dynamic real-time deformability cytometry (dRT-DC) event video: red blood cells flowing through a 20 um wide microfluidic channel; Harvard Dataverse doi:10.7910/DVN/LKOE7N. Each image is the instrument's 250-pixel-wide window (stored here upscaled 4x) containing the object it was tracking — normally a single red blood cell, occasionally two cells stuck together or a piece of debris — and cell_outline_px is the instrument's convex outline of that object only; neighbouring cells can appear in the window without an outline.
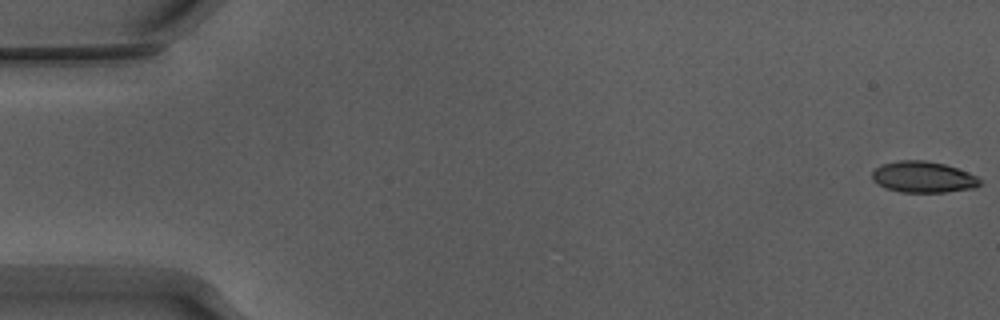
{"species": "Egyptian fruit bat (a non-hibernating species)", "species_latin": "Rousettus aegyptiacus", "temperature_condition": "warm", "stored_images_in_passage": 51, "camera_frame_rate_fps": 3000, "um_per_image_px": 0.085, "animal": {"sex": "male"}, "frame": {"image": 1, "passage_image": 1, "time_ms": 0.0, "image_size_px": [1000, 320], "cell_outline_px": [[980, 184], [976, 188], [944, 192], [900, 192], [884, 188], [876, 184], [872, 180], [872, 172], [876, 168], [884, 164], [900, 160], [924, 160], [944, 164], [968, 172], [976, 176], [980, 180]], "centroid_in_image_um": [78.45, 15.06], "position_along_channel_um": 6.6, "area_um2": 19.59}}
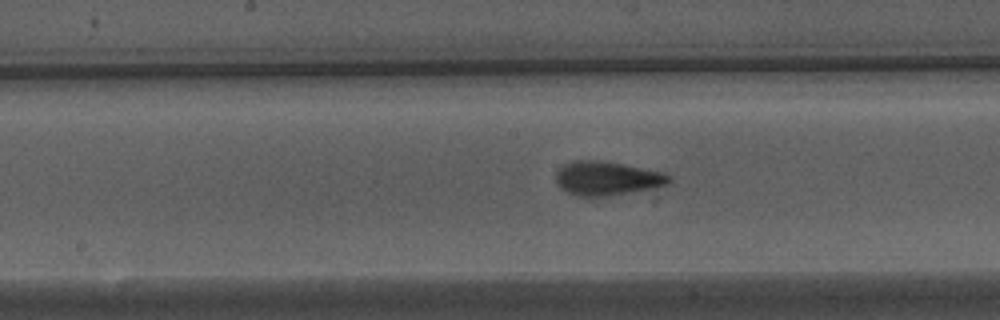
{"frame": {"image": 2, "passage_image": 28, "time_ms": 9.0, "image_size_px": [1000, 320], "cell_outline_px": [[672, 180], [668, 184], [632, 192], [608, 196], [576, 196], [560, 188], [556, 184], [556, 172], [564, 164], [572, 160], [596, 160], [620, 164], [664, 172], [672, 176]], "centroid_in_image_um": [51.57, 15.16], "position_along_channel_um": 196.6, "area_um2": 22.31}}
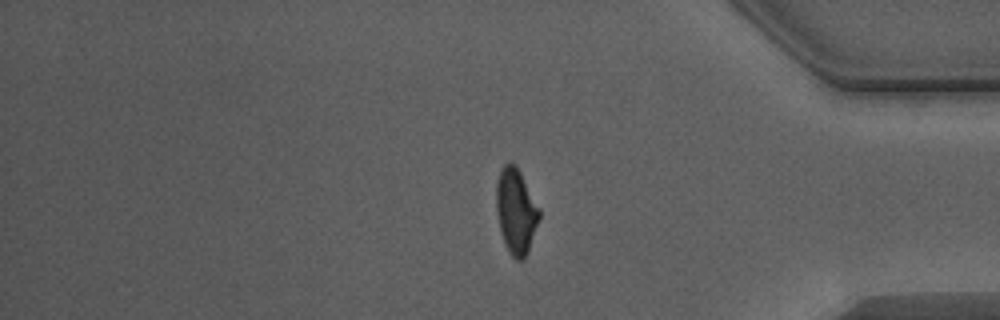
{"frame": {"image": 3, "passage_image": 45, "time_ms": 14.667, "image_size_px": [1000, 320], "cell_outline_px": [[540, 216], [528, 252], [524, 260], [516, 260], [508, 252], [504, 244], [496, 212], [496, 184], [500, 168], [504, 164], [512, 160], [516, 164], [540, 208]], "centroid_in_image_um": [43.85, 17.92], "position_along_channel_um": 391.4, "area_um2": 21.68}, "authors_computed_cell_mechanics": {"area_um2": 21.1548, "velocity_mm_per_s": 3.8673, "shape_relaxation_time_tau1_ms": 3.9677, "shape_relaxation_time_tau2_ms": 1.4625, "deformation_change_tau1": 0.1665, "deformation_change_tau2": 0.0787}}